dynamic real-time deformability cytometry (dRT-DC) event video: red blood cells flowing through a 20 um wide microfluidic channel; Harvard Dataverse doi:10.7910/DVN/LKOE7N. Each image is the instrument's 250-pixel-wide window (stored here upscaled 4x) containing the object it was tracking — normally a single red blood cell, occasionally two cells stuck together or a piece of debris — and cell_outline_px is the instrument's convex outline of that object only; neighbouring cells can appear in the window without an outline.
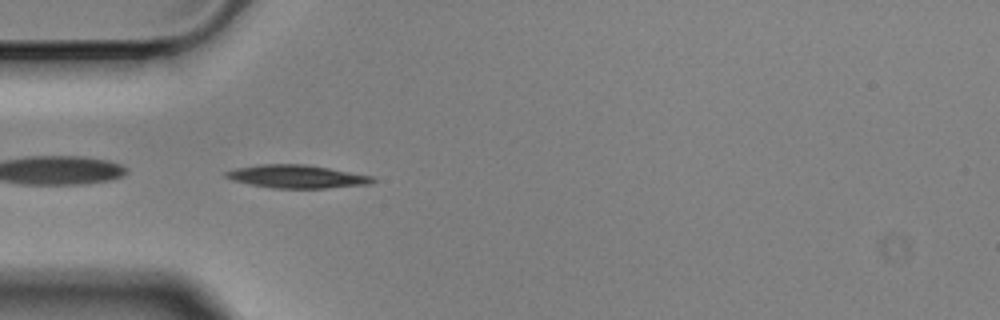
{"species": "Egyptian fruit bat (a non-hibernating species)", "species_latin": "Rousettus aegyptiacus", "temperature_condition": "cold", "stored_images_in_passage": 41, "segment_of_instrument_passage": [1, 2], "camera_frame_rate_fps": 3000, "um_per_image_px": 0.085, "animal": {"sex": "male"}, "frame": {"image": 1, "passage_image": 1, "time_ms": 0.0, "image_size_px": [1000, 320], "cell_outline_px": [[376, 180], [372, 184], [328, 188], [272, 188], [232, 180], [224, 176], [224, 172], [236, 168], [260, 164], [304, 164], [376, 176]], "centroid_in_image_um": [25.28, 15.0], "position_along_channel_um": 59.7, "area_um2": 19.83}}
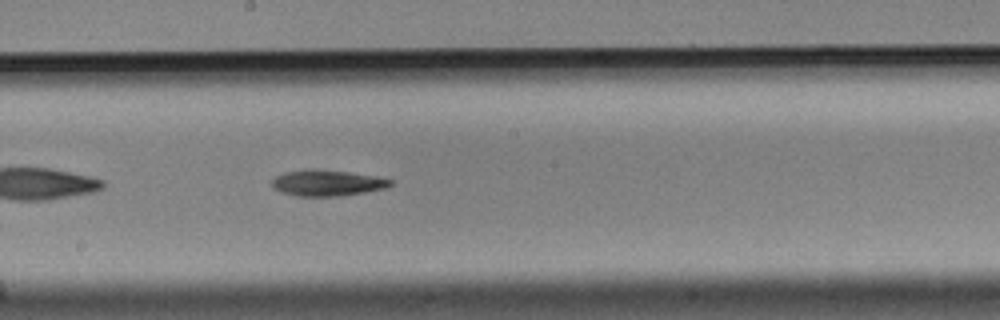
{"frame": {"image": 2, "passage_image": 15, "time_ms": 4.667, "image_size_px": [1000, 320], "cell_outline_px": [[392, 184], [388, 188], [340, 196], [296, 196], [280, 192], [272, 188], [272, 180], [276, 176], [284, 172], [308, 168], [348, 172], [376, 176], [392, 180]], "centroid_in_image_um": [27.78, 15.55], "position_along_channel_um": 220.4, "area_um2": 18.09}}
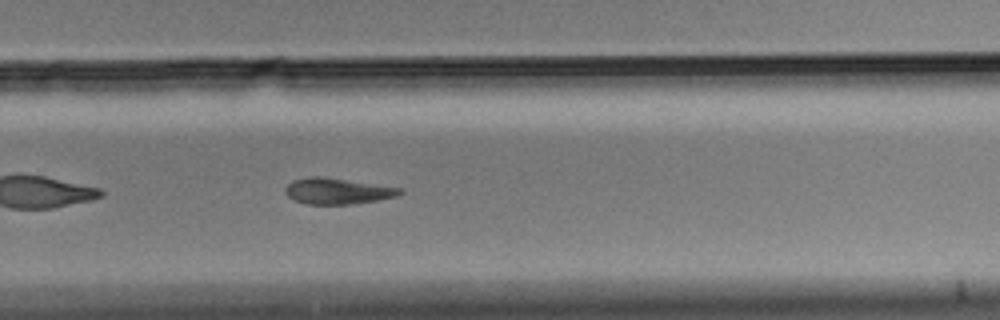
{"frame": {"image": 3, "passage_image": 22, "time_ms": 7.0, "image_size_px": [1000, 320], "cell_outline_px": [[404, 192], [396, 196], [376, 200], [352, 204], [308, 204], [296, 200], [288, 196], [284, 192], [284, 188], [292, 180], [312, 176], [320, 176], [400, 188]], "centroid_in_image_um": [28.63, 16.24], "position_along_channel_um": 301.2, "area_um2": 17.05}}